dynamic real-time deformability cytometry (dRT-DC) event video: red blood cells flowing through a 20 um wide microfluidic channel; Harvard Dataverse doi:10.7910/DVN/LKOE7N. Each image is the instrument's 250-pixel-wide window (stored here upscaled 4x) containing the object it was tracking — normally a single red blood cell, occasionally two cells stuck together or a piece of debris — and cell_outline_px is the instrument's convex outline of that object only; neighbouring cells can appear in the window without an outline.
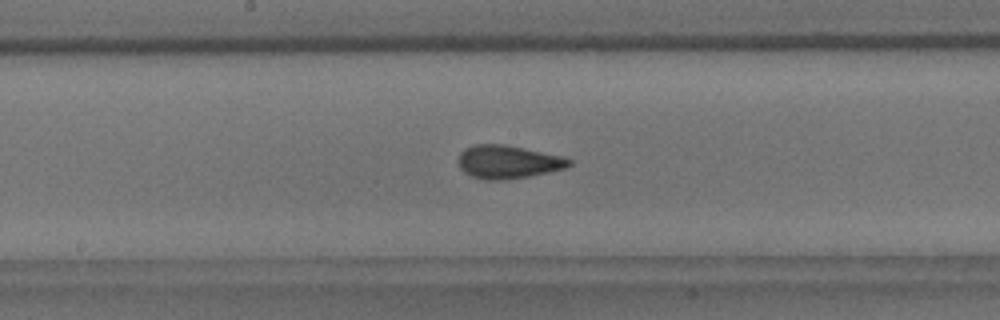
{"species": "common noctule bat (a hibernating species)", "species_latin": "Nyctalus noctula", "temperature_condition": "room temperature", "stored_images_in_passage": 36, "camera_frame_rate_fps": 3000, "um_per_image_px": 0.085, "animal": {"sex": "male", "body_mass_g": 18.8}, "frame": {"image": 1, "passage_image": 16, "time_ms": 5.0, "image_size_px": [1000, 320], "cell_outline_px": [[572, 164], [564, 168], [548, 172], [528, 176], [504, 180], [484, 180], [472, 176], [464, 172], [460, 168], [460, 152], [464, 148], [476, 144], [504, 144], [524, 148], [560, 156], [572, 160]], "centroid_in_image_um": [43.16, 13.76], "position_along_channel_um": 205.0, "area_um2": 21.21}}
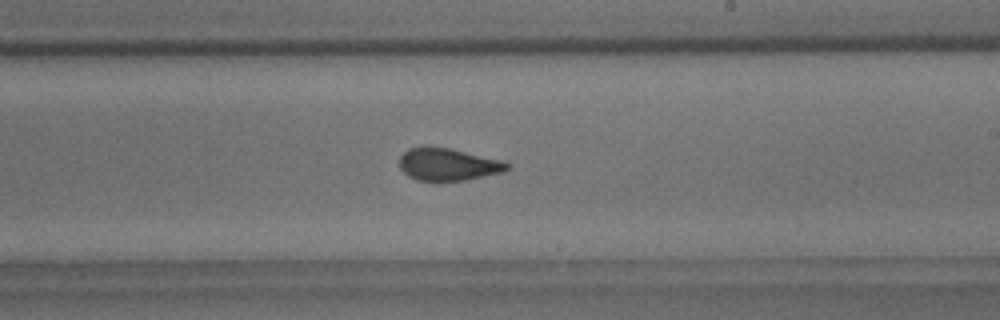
{"frame": {"image": 2, "passage_image": 20, "time_ms": 6.333, "image_size_px": [1000, 320], "cell_outline_px": [[512, 168], [504, 172], [464, 180], [416, 180], [408, 176], [400, 168], [400, 156], [408, 148], [448, 148], [500, 160], [508, 164]], "centroid_in_image_um": [38.09, 13.99], "position_along_channel_um": 250.9, "area_um2": 19.77}}
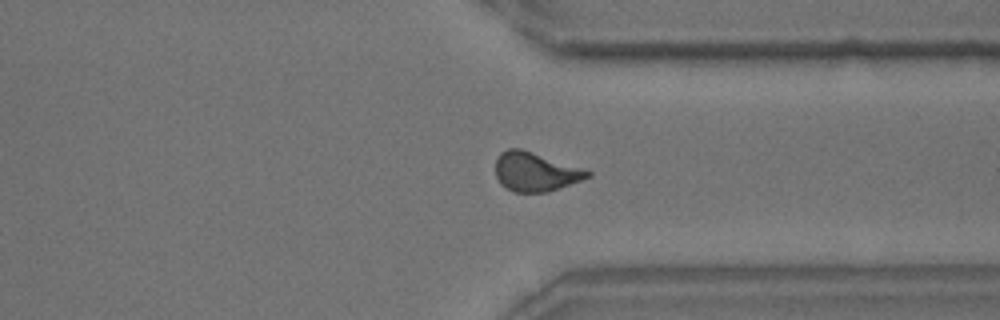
{"frame": {"image": 3, "passage_image": 30, "time_ms": 9.667, "image_size_px": [1000, 320], "cell_outline_px": [[592, 176], [548, 192], [516, 192], [500, 184], [496, 176], [496, 160], [500, 152], [508, 148], [520, 148], [592, 172]], "centroid_in_image_um": [45.48, 14.6], "position_along_channel_um": 365.9, "area_um2": 20.58}, "authors_computed_cell_mechanics": {"area_um2": 20.6635, "velocity_mm_per_s": 3.4657, "shape_relaxation_time_tau1_ms": 9.3271, "shape_relaxation_time_tau2_ms": 1.3399, "deformation_change_tau1": 0.1963, "deformation_change_tau2": 0.0772}}